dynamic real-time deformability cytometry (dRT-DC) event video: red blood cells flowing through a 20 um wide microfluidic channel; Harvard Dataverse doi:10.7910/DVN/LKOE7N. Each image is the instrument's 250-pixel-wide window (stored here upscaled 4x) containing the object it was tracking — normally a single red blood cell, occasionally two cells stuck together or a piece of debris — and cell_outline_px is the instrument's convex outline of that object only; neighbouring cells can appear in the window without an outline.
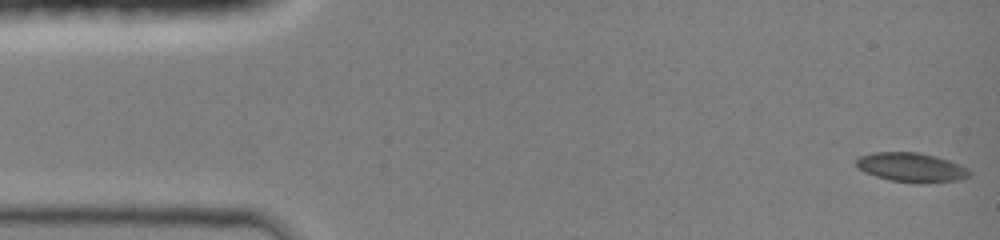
{"species": "common noctule bat (a hibernating species)", "species_latin": "Nyctalus noctula", "temperature_condition": "room temperature", "stored_images_in_passage": 45, "camera_frame_rate_fps": 3000, "um_per_image_px": 0.085, "animal": {"sex": "female", "body_mass_g": 19.0, "forearm_length_mm": 51.5}, "frame": {"image": 1, "passage_image": 1, "time_ms": 0.0, "image_size_px": [1000, 240], "cell_outline_px": [[972, 176], [960, 180], [924, 184], [916, 184], [888, 180], [864, 172], [856, 164], [856, 160], [860, 156], [876, 152], [920, 152], [936, 156], [960, 164], [968, 168], [972, 172]], "centroid_in_image_um": [77.54, 14.25], "position_along_channel_um": 7.5, "area_um2": 19.71}}
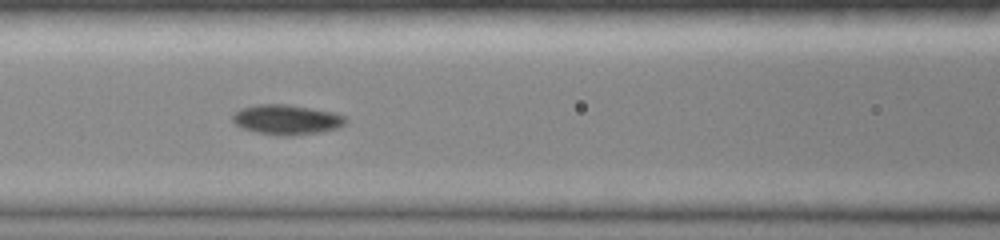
{"frame": {"image": 2, "passage_image": 19, "time_ms": 6.0, "image_size_px": [1000, 240], "cell_outline_px": [[348, 120], [340, 128], [320, 132], [292, 136], [280, 136], [256, 132], [244, 128], [236, 124], [232, 120], [232, 116], [240, 108], [256, 104], [288, 104], [332, 112], [344, 116]], "centroid_in_image_um": [24.38, 10.17], "position_along_channel_um": 142.2, "area_um2": 19.77}}
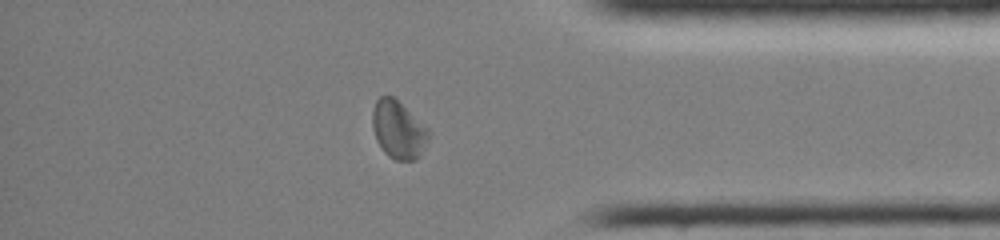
{"frame": {"image": 3, "passage_image": 38, "time_ms": 12.333, "image_size_px": [1000, 240], "cell_outline_px": [[432, 132], [428, 140], [416, 160], [396, 160], [388, 156], [384, 152], [376, 140], [372, 128], [372, 112], [376, 100], [380, 96], [392, 96], [428, 128]], "centroid_in_image_um": [33.85, 11.04], "position_along_channel_um": 401.4, "area_um2": 18.84}, "authors_computed_cell_mechanics": {"area_um2": 18.8428, "velocity_mm_per_s": 4.2173, "shape_relaxation_time_tau1_ms": 8.3917, "shape_relaxation_time_tau2_ms": 5.5783, "deformation_change_tau1": 0.1845, "deformation_change_tau2": 0.0722}}